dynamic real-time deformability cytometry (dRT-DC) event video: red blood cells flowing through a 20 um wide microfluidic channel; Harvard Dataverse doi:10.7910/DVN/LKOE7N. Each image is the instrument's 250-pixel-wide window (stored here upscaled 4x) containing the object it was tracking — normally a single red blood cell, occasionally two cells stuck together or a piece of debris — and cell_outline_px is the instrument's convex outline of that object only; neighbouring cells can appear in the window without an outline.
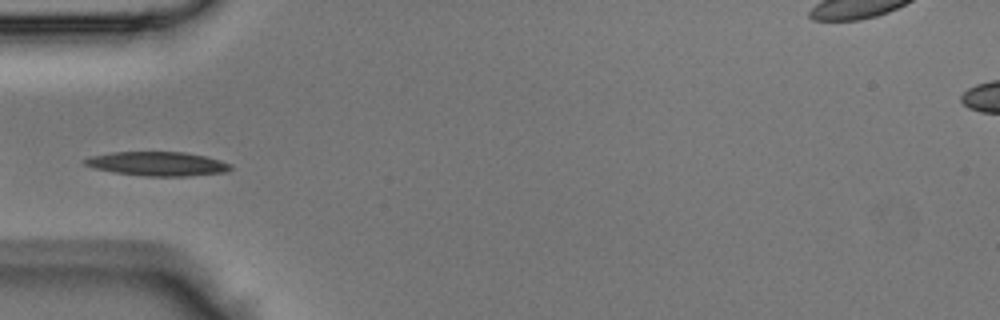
{"species": "Egyptian fruit bat (a non-hibernating species)", "species_latin": "Rousettus aegyptiacus", "temperature_condition": "room temperature", "stored_images_in_passage": 30, "camera_frame_rate_fps": 3000, "um_per_image_px": 0.085, "animal": {"sex": "male"}, "frame": {"image": 1, "passage_image": 1, "time_ms": 0.0, "image_size_px": [1000, 320], "cell_outline_px": [[232, 168], [228, 172], [188, 176], [144, 176], [116, 172], [96, 168], [84, 164], [84, 160], [88, 156], [112, 152], [184, 152], [204, 156], [220, 160], [232, 164]], "centroid_in_image_um": [13.42, 13.92], "position_along_channel_um": 71.6, "area_um2": 20.4}}
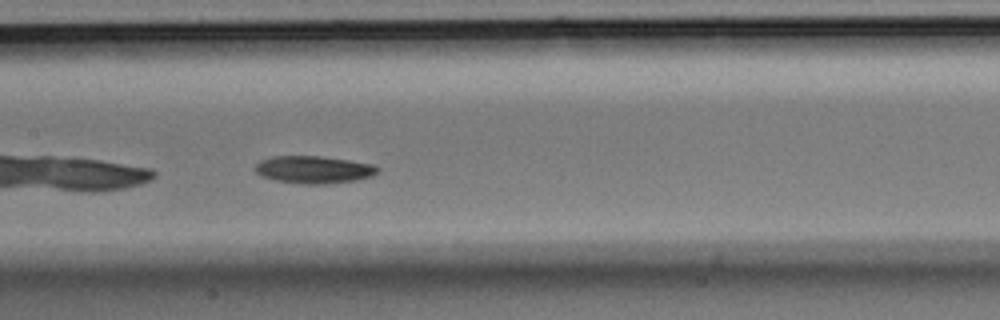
{"frame": {"image": 2, "passage_image": 8, "time_ms": 2.333, "image_size_px": [1000, 320], "cell_outline_px": [[380, 168], [372, 176], [356, 180], [328, 184], [304, 184], [276, 180], [260, 176], [256, 172], [256, 164], [260, 160], [272, 156], [320, 156], [376, 164]], "centroid_in_image_um": [26.68, 14.41], "position_along_channel_um": 180.7, "area_um2": 19.65}}
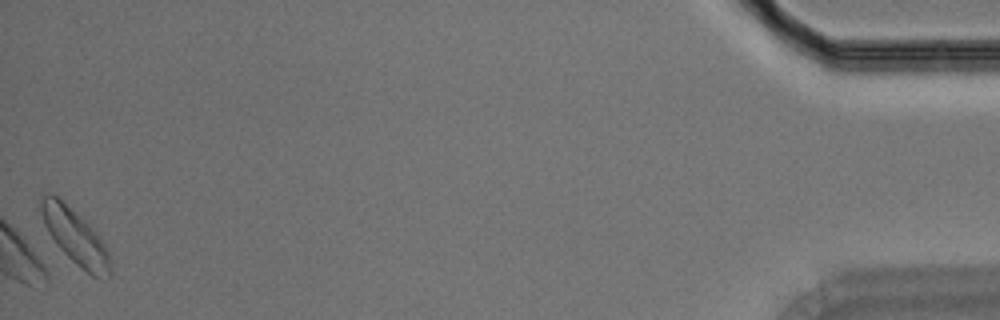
{"frame": {"image": 3, "passage_image": 30, "time_ms": 9.667, "image_size_px": [1000, 320], "cell_outline_px": [[112, 276], [92, 276], [76, 264], [56, 244], [48, 232], [44, 224], [36, 204], [48, 192], [60, 196], [100, 236], [108, 252], [112, 268]], "centroid_in_image_um": [6.34, 20.05], "position_along_channel_um": 428.9, "area_um2": 22.48}}